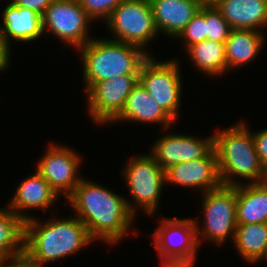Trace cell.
Segmentation results:
<instances>
[{
	"instance_id": "1",
	"label": "cell",
	"mask_w": 267,
	"mask_h": 267,
	"mask_svg": "<svg viewBox=\"0 0 267 267\" xmlns=\"http://www.w3.org/2000/svg\"><path fill=\"white\" fill-rule=\"evenodd\" d=\"M68 201L93 242L97 238L108 244L119 242L128 233L136 213L135 203L131 205L124 196L83 178Z\"/></svg>"
},
{
	"instance_id": "2",
	"label": "cell",
	"mask_w": 267,
	"mask_h": 267,
	"mask_svg": "<svg viewBox=\"0 0 267 267\" xmlns=\"http://www.w3.org/2000/svg\"><path fill=\"white\" fill-rule=\"evenodd\" d=\"M92 241L86 226L75 216L43 224L32 216L25 221L24 251L41 265L75 254Z\"/></svg>"
},
{
	"instance_id": "3",
	"label": "cell",
	"mask_w": 267,
	"mask_h": 267,
	"mask_svg": "<svg viewBox=\"0 0 267 267\" xmlns=\"http://www.w3.org/2000/svg\"><path fill=\"white\" fill-rule=\"evenodd\" d=\"M246 126L244 122H238L213 135L222 185L234 187L242 184L235 180V176L251 180V184L266 181L252 132Z\"/></svg>"
},
{
	"instance_id": "4",
	"label": "cell",
	"mask_w": 267,
	"mask_h": 267,
	"mask_svg": "<svg viewBox=\"0 0 267 267\" xmlns=\"http://www.w3.org/2000/svg\"><path fill=\"white\" fill-rule=\"evenodd\" d=\"M83 59V80L88 91L99 81L119 75L139 74L149 57L145 50L111 39L93 38L79 48Z\"/></svg>"
},
{
	"instance_id": "5",
	"label": "cell",
	"mask_w": 267,
	"mask_h": 267,
	"mask_svg": "<svg viewBox=\"0 0 267 267\" xmlns=\"http://www.w3.org/2000/svg\"><path fill=\"white\" fill-rule=\"evenodd\" d=\"M196 220L163 218L153 235L162 267L194 266L198 242Z\"/></svg>"
},
{
	"instance_id": "6",
	"label": "cell",
	"mask_w": 267,
	"mask_h": 267,
	"mask_svg": "<svg viewBox=\"0 0 267 267\" xmlns=\"http://www.w3.org/2000/svg\"><path fill=\"white\" fill-rule=\"evenodd\" d=\"M105 22L116 36L111 40L135 45L143 50L158 34L150 0H124Z\"/></svg>"
},
{
	"instance_id": "7",
	"label": "cell",
	"mask_w": 267,
	"mask_h": 267,
	"mask_svg": "<svg viewBox=\"0 0 267 267\" xmlns=\"http://www.w3.org/2000/svg\"><path fill=\"white\" fill-rule=\"evenodd\" d=\"M178 64L175 60L156 62L149 56L139 72L140 84L174 123L178 118L182 91Z\"/></svg>"
},
{
	"instance_id": "8",
	"label": "cell",
	"mask_w": 267,
	"mask_h": 267,
	"mask_svg": "<svg viewBox=\"0 0 267 267\" xmlns=\"http://www.w3.org/2000/svg\"><path fill=\"white\" fill-rule=\"evenodd\" d=\"M204 224L201 231L196 227L198 244L199 235L204 240L222 244L229 235L234 239L236 222V190L235 186H225L204 192L203 194Z\"/></svg>"
},
{
	"instance_id": "9",
	"label": "cell",
	"mask_w": 267,
	"mask_h": 267,
	"mask_svg": "<svg viewBox=\"0 0 267 267\" xmlns=\"http://www.w3.org/2000/svg\"><path fill=\"white\" fill-rule=\"evenodd\" d=\"M123 170L130 194L134 202L144 210V213H155L162 188L165 185V170L150 154L130 158ZM139 204V205H138Z\"/></svg>"
},
{
	"instance_id": "10",
	"label": "cell",
	"mask_w": 267,
	"mask_h": 267,
	"mask_svg": "<svg viewBox=\"0 0 267 267\" xmlns=\"http://www.w3.org/2000/svg\"><path fill=\"white\" fill-rule=\"evenodd\" d=\"M93 21L78 0H53L42 15L43 32L50 30L64 43L81 48L93 39L88 37V24Z\"/></svg>"
},
{
	"instance_id": "11",
	"label": "cell",
	"mask_w": 267,
	"mask_h": 267,
	"mask_svg": "<svg viewBox=\"0 0 267 267\" xmlns=\"http://www.w3.org/2000/svg\"><path fill=\"white\" fill-rule=\"evenodd\" d=\"M138 82L139 74H127L94 84L87 91L88 111L92 120L95 123H113Z\"/></svg>"
},
{
	"instance_id": "12",
	"label": "cell",
	"mask_w": 267,
	"mask_h": 267,
	"mask_svg": "<svg viewBox=\"0 0 267 267\" xmlns=\"http://www.w3.org/2000/svg\"><path fill=\"white\" fill-rule=\"evenodd\" d=\"M37 164V171L60 196L68 198L81 181L77 171L81 157L72 149L56 144H49L45 155Z\"/></svg>"
},
{
	"instance_id": "13",
	"label": "cell",
	"mask_w": 267,
	"mask_h": 267,
	"mask_svg": "<svg viewBox=\"0 0 267 267\" xmlns=\"http://www.w3.org/2000/svg\"><path fill=\"white\" fill-rule=\"evenodd\" d=\"M214 148L213 135L200 139L188 134H167L154 142L150 153L160 167L204 158Z\"/></svg>"
},
{
	"instance_id": "14",
	"label": "cell",
	"mask_w": 267,
	"mask_h": 267,
	"mask_svg": "<svg viewBox=\"0 0 267 267\" xmlns=\"http://www.w3.org/2000/svg\"><path fill=\"white\" fill-rule=\"evenodd\" d=\"M202 188V192L222 186L214 148L204 157L165 169V183Z\"/></svg>"
},
{
	"instance_id": "15",
	"label": "cell",
	"mask_w": 267,
	"mask_h": 267,
	"mask_svg": "<svg viewBox=\"0 0 267 267\" xmlns=\"http://www.w3.org/2000/svg\"><path fill=\"white\" fill-rule=\"evenodd\" d=\"M58 197V194L51 188L50 184L36 170L33 175L21 182L8 207L26 221L31 217L27 216L24 211L43 208L44 212H46V209L57 201Z\"/></svg>"
},
{
	"instance_id": "16",
	"label": "cell",
	"mask_w": 267,
	"mask_h": 267,
	"mask_svg": "<svg viewBox=\"0 0 267 267\" xmlns=\"http://www.w3.org/2000/svg\"><path fill=\"white\" fill-rule=\"evenodd\" d=\"M157 31L177 37L201 8L198 0H150Z\"/></svg>"
},
{
	"instance_id": "17",
	"label": "cell",
	"mask_w": 267,
	"mask_h": 267,
	"mask_svg": "<svg viewBox=\"0 0 267 267\" xmlns=\"http://www.w3.org/2000/svg\"><path fill=\"white\" fill-rule=\"evenodd\" d=\"M2 37L10 48V39L31 42L43 35L42 16L34 10L16 6L10 2L2 13Z\"/></svg>"
},
{
	"instance_id": "18",
	"label": "cell",
	"mask_w": 267,
	"mask_h": 267,
	"mask_svg": "<svg viewBox=\"0 0 267 267\" xmlns=\"http://www.w3.org/2000/svg\"><path fill=\"white\" fill-rule=\"evenodd\" d=\"M215 7L231 29L261 31L267 25V0H220Z\"/></svg>"
},
{
	"instance_id": "19",
	"label": "cell",
	"mask_w": 267,
	"mask_h": 267,
	"mask_svg": "<svg viewBox=\"0 0 267 267\" xmlns=\"http://www.w3.org/2000/svg\"><path fill=\"white\" fill-rule=\"evenodd\" d=\"M136 121L141 123H162L168 129L174 122L140 84L132 89L120 114L113 121Z\"/></svg>"
},
{
	"instance_id": "20",
	"label": "cell",
	"mask_w": 267,
	"mask_h": 267,
	"mask_svg": "<svg viewBox=\"0 0 267 267\" xmlns=\"http://www.w3.org/2000/svg\"><path fill=\"white\" fill-rule=\"evenodd\" d=\"M237 224L267 223V183L235 186Z\"/></svg>"
},
{
	"instance_id": "21",
	"label": "cell",
	"mask_w": 267,
	"mask_h": 267,
	"mask_svg": "<svg viewBox=\"0 0 267 267\" xmlns=\"http://www.w3.org/2000/svg\"><path fill=\"white\" fill-rule=\"evenodd\" d=\"M262 31L232 29L225 41L227 69L243 66L256 58L264 43Z\"/></svg>"
},
{
	"instance_id": "22",
	"label": "cell",
	"mask_w": 267,
	"mask_h": 267,
	"mask_svg": "<svg viewBox=\"0 0 267 267\" xmlns=\"http://www.w3.org/2000/svg\"><path fill=\"white\" fill-rule=\"evenodd\" d=\"M233 242L244 260H266L267 223L237 224Z\"/></svg>"
},
{
	"instance_id": "23",
	"label": "cell",
	"mask_w": 267,
	"mask_h": 267,
	"mask_svg": "<svg viewBox=\"0 0 267 267\" xmlns=\"http://www.w3.org/2000/svg\"><path fill=\"white\" fill-rule=\"evenodd\" d=\"M196 68L206 75H221L227 70L225 43L203 40L186 50Z\"/></svg>"
},
{
	"instance_id": "24",
	"label": "cell",
	"mask_w": 267,
	"mask_h": 267,
	"mask_svg": "<svg viewBox=\"0 0 267 267\" xmlns=\"http://www.w3.org/2000/svg\"><path fill=\"white\" fill-rule=\"evenodd\" d=\"M25 220L12 210L0 208V258L24 252Z\"/></svg>"
},
{
	"instance_id": "25",
	"label": "cell",
	"mask_w": 267,
	"mask_h": 267,
	"mask_svg": "<svg viewBox=\"0 0 267 267\" xmlns=\"http://www.w3.org/2000/svg\"><path fill=\"white\" fill-rule=\"evenodd\" d=\"M231 30L228 22L215 5L206 6L207 40L225 43Z\"/></svg>"
},
{
	"instance_id": "26",
	"label": "cell",
	"mask_w": 267,
	"mask_h": 267,
	"mask_svg": "<svg viewBox=\"0 0 267 267\" xmlns=\"http://www.w3.org/2000/svg\"><path fill=\"white\" fill-rule=\"evenodd\" d=\"M183 38L186 48L194 44L207 40L206 33V6H201L192 20L179 33L177 38Z\"/></svg>"
},
{
	"instance_id": "27",
	"label": "cell",
	"mask_w": 267,
	"mask_h": 267,
	"mask_svg": "<svg viewBox=\"0 0 267 267\" xmlns=\"http://www.w3.org/2000/svg\"><path fill=\"white\" fill-rule=\"evenodd\" d=\"M80 6L92 19L106 20L112 11L124 0H78Z\"/></svg>"
},
{
	"instance_id": "28",
	"label": "cell",
	"mask_w": 267,
	"mask_h": 267,
	"mask_svg": "<svg viewBox=\"0 0 267 267\" xmlns=\"http://www.w3.org/2000/svg\"><path fill=\"white\" fill-rule=\"evenodd\" d=\"M9 261L8 264H6ZM39 262L31 258L25 251L21 254L0 258V267H42Z\"/></svg>"
},
{
	"instance_id": "29",
	"label": "cell",
	"mask_w": 267,
	"mask_h": 267,
	"mask_svg": "<svg viewBox=\"0 0 267 267\" xmlns=\"http://www.w3.org/2000/svg\"><path fill=\"white\" fill-rule=\"evenodd\" d=\"M252 137L260 163L264 171L267 173V128L256 133H252Z\"/></svg>"
},
{
	"instance_id": "30",
	"label": "cell",
	"mask_w": 267,
	"mask_h": 267,
	"mask_svg": "<svg viewBox=\"0 0 267 267\" xmlns=\"http://www.w3.org/2000/svg\"><path fill=\"white\" fill-rule=\"evenodd\" d=\"M52 1L53 0H13L11 2L16 6L34 10L42 16Z\"/></svg>"
},
{
	"instance_id": "31",
	"label": "cell",
	"mask_w": 267,
	"mask_h": 267,
	"mask_svg": "<svg viewBox=\"0 0 267 267\" xmlns=\"http://www.w3.org/2000/svg\"><path fill=\"white\" fill-rule=\"evenodd\" d=\"M10 52V48L6 45L0 29V71L8 68Z\"/></svg>"
},
{
	"instance_id": "32",
	"label": "cell",
	"mask_w": 267,
	"mask_h": 267,
	"mask_svg": "<svg viewBox=\"0 0 267 267\" xmlns=\"http://www.w3.org/2000/svg\"><path fill=\"white\" fill-rule=\"evenodd\" d=\"M202 6L216 5L220 0H198Z\"/></svg>"
}]
</instances>
